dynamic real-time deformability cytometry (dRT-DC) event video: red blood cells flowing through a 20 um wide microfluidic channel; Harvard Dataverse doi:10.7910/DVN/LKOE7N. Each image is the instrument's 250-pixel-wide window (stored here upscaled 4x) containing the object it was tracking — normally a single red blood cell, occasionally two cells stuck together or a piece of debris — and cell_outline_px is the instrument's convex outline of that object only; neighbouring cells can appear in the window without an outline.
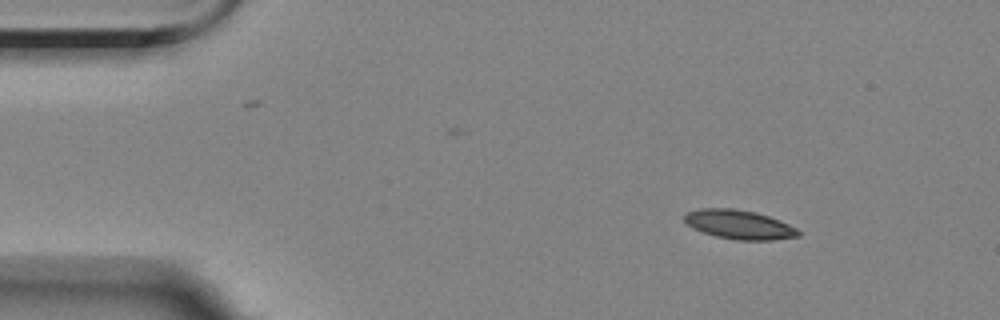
{"species": "Egyptian fruit bat (a non-hibernating species)", "species_latin": "Rousettus aegyptiacus", "temperature_condition": "room temperature", "stored_images_in_passage": 3, "camera_frame_rate_fps": 3000, "um_per_image_px": 0.085, "animal": {"sex": "female"}, "frame": {"image": 1, "passage_image": 1, "time_ms": 0.0, "image_size_px": [1000, 320], "cell_outline_px": [[800, 236], [772, 240], [736, 240], [716, 236], [692, 228], [684, 220], [684, 216], [688, 212], [700, 208], [732, 208], [756, 212], [780, 220], [796, 228], [800, 232]], "centroid_in_image_um": [62.84, 19.08], "position_along_channel_um": 22.2, "area_um2": 19.25}}
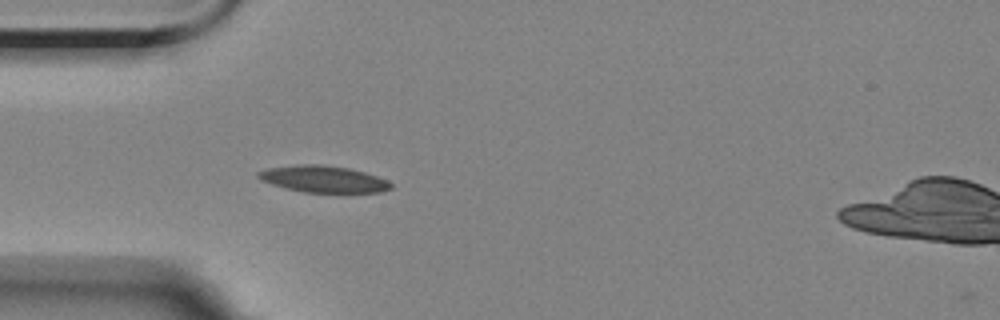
{"frame": {"image": 2, "passage_image": 3, "time_ms": 3.0, "image_size_px": [1000, 320], "cell_outline_px": [[392, 188], [380, 192], [304, 192], [284, 188], [260, 180], [256, 176], [256, 172], [268, 168], [296, 164], [324, 164], [348, 168], [364, 172], [388, 180], [392, 184]], "centroid_in_image_um": [27.45, 15.21], "position_along_channel_um": 57.6, "area_um2": 20.69}}